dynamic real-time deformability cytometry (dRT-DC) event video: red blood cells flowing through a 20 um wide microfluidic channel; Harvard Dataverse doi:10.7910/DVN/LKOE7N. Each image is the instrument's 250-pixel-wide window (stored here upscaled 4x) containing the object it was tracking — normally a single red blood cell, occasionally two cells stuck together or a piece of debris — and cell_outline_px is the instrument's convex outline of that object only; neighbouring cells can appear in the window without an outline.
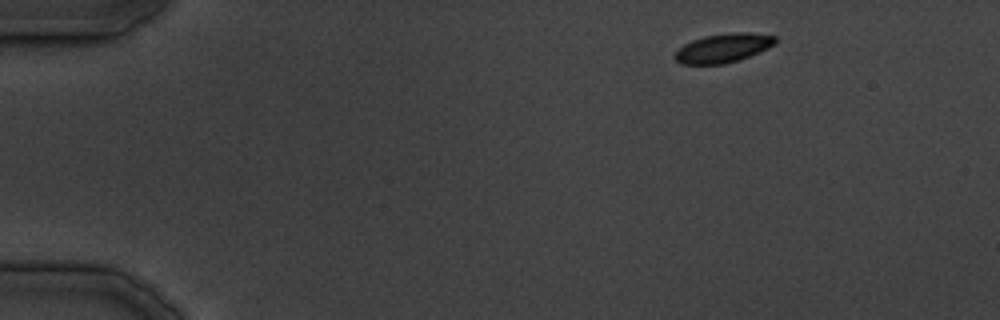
{"species": "common noctule bat (a hibernating species)", "species_latin": "Nyctalus noctula", "temperature_condition": "cold", "stored_images_in_passage": 8, "camera_frame_rate_fps": 3000, "um_per_image_px": 0.085, "animal": {"sex": "male", "body_mass_g": 19.5, "forearm_length_mm": 54.6}, "frame": {"image": 1, "passage_image": 1, "time_ms": 0.0, "image_size_px": [1000, 320], "cell_outline_px": [[776, 44], [768, 48], [740, 60], [724, 64], [680, 64], [672, 56], [684, 44], [692, 40], [704, 36], [728, 32], [752, 32], [776, 36]], "centroid_in_image_um": [61.49, 4.07], "position_along_channel_um": 23.5, "area_um2": 17.17}}
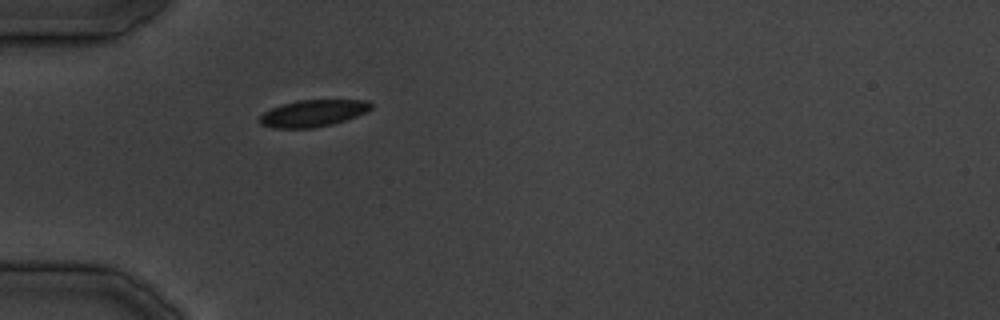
{"frame": {"image": 2, "passage_image": 8, "time_ms": 8.0, "image_size_px": [1000, 320], "cell_outline_px": [[372, 108], [368, 112], [332, 124], [312, 128], [272, 128], [260, 124], [260, 116], [264, 112], [272, 108], [296, 100], [368, 100], [372, 104]], "centroid_in_image_um": [26.62, 9.62], "position_along_channel_um": 58.4, "area_um2": 17.34}}